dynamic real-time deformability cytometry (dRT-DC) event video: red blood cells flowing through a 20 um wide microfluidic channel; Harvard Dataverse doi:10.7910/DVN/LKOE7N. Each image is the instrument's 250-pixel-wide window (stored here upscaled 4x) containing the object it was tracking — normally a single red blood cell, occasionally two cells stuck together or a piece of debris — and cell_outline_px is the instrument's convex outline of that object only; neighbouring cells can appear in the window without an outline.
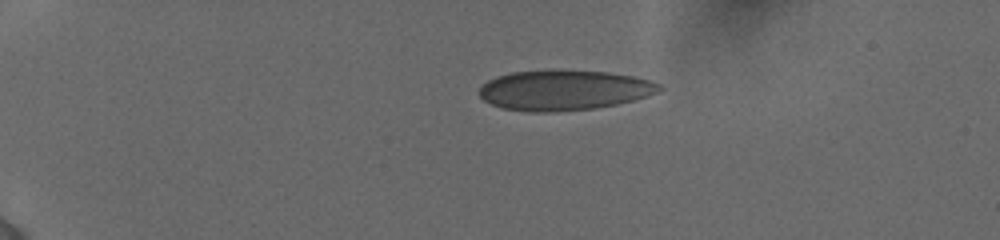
{"species": "human", "species_latin": "Homo sapiens", "temperature_condition": "cold", "stored_images_in_passage": 31, "camera_frame_rate_fps": 3000, "um_per_image_px": 0.085, "donor": {"sex": "female"}, "frame": {"image": 1, "passage_image": 1, "time_ms": 0.0, "image_size_px": [1000, 240], "cell_outline_px": [[660, 88], [644, 96], [632, 100], [616, 104], [596, 108], [556, 112], [528, 112], [504, 108], [492, 104], [484, 100], [480, 96], [480, 88], [488, 80], [496, 76], [512, 72], [608, 72], [632, 76], [648, 80], [660, 84]], "centroid_in_image_um": [47.88, 7.7], "position_along_channel_um": 37.1, "area_um2": 40.86}}
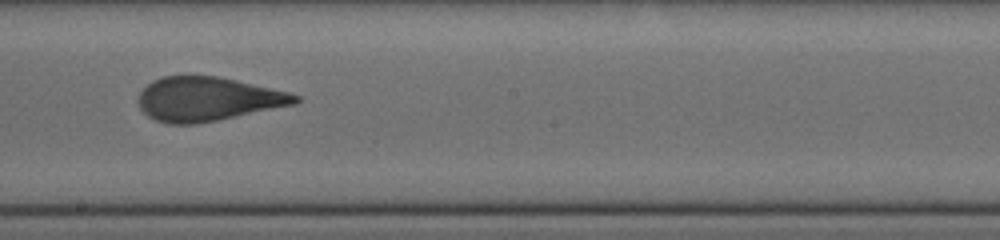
{"frame": {"image": 2, "passage_image": 17, "time_ms": 7.0, "image_size_px": [1000, 240], "cell_outline_px": [[300, 100], [296, 104], [196, 124], [168, 124], [156, 120], [148, 116], [140, 108], [136, 100], [140, 92], [152, 80], [164, 76], [216, 76], [236, 80], [288, 92], [300, 96]], "centroid_in_image_um": [17.62, 8.42], "position_along_channel_um": 230.6, "area_um2": 40.0}}
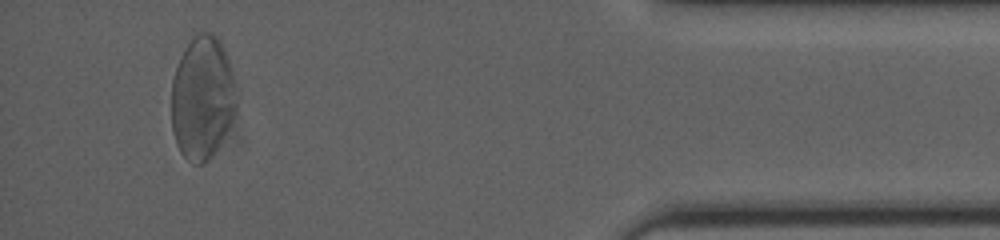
{"frame": {"image": 3, "passage_image": 31, "time_ms": 13.0, "image_size_px": [1000, 240], "cell_outline_px": [[240, 100], [236, 112], [212, 156], [204, 164], [192, 164], [180, 152], [176, 144], [172, 132], [172, 80], [180, 56], [188, 44], [200, 32], [212, 32], [220, 40], [228, 60], [240, 92]], "centroid_in_image_um": [17.24, 8.33], "position_along_channel_um": 418.0, "area_um2": 47.28}, "authors_computed_cell_mechanics": {"area_um2": 41.327, "velocity_mm_per_s": 3.8758, "shape_relaxation_time_tau1_ms": null, "shape_relaxation_time_tau2_ms": 0.4355, "deformation_change_tau1": null, "deformation_change_tau2": 0.0817}}